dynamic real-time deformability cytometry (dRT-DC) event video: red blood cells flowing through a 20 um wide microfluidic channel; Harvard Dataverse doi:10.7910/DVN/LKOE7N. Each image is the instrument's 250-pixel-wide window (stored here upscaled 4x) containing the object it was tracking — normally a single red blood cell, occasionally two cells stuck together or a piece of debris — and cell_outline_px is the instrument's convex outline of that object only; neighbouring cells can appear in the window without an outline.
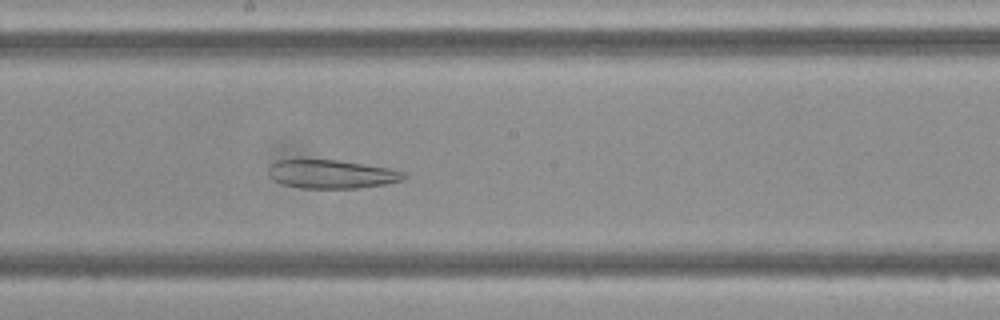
{"species": "Egyptian fruit bat (a non-hibernating species)", "species_latin": "Rousettus aegyptiacus", "temperature_condition": "cold", "stored_images_in_passage": 48, "camera_frame_rate_fps": 3000, "um_per_image_px": 0.085, "frame": {"image": 1, "passage_image": 26, "time_ms": 8.333, "image_size_px": [1000, 320], "cell_outline_px": [[408, 176], [404, 180], [384, 184], [356, 188], [300, 188], [284, 184], [272, 180], [268, 172], [268, 168], [276, 160], [336, 160], [392, 168], [404, 172]], "centroid_in_image_um": [28.21, 14.8], "position_along_channel_um": 220.0, "area_um2": 22.54}}
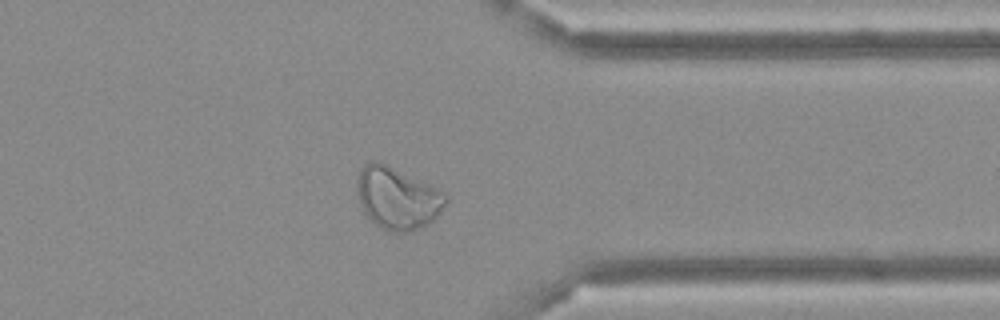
{"frame": {"image": 2, "passage_image": 38, "time_ms": 12.333, "image_size_px": [1000, 320], "cell_outline_px": [[448, 200], [440, 212], [432, 220], [420, 228], [408, 232], [388, 232], [376, 224], [364, 212], [360, 204], [356, 188], [356, 180], [364, 164], [368, 160], [380, 160], [444, 192], [448, 196]], "centroid_in_image_um": [33.75, 16.82], "position_along_channel_um": 377.6, "area_um2": 32.14}}
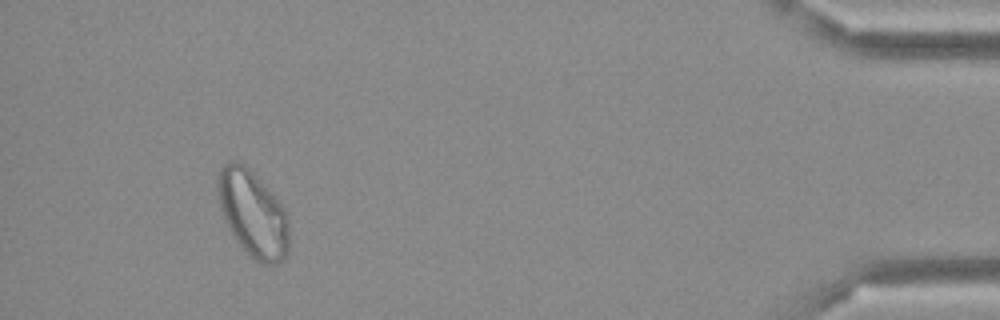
{"frame": {"image": 3, "passage_image": 45, "time_ms": 14.667, "image_size_px": [1000, 320], "cell_outline_px": [[288, 252], [284, 260], [276, 264], [260, 264], [236, 240], [228, 228], [220, 208], [216, 192], [216, 176], [220, 168], [224, 164], [232, 160], [236, 160], [244, 164], [252, 172], [284, 208], [288, 216]], "centroid_in_image_um": [21.46, 18.15], "position_along_channel_um": 413.7, "area_um2": 35.78}}